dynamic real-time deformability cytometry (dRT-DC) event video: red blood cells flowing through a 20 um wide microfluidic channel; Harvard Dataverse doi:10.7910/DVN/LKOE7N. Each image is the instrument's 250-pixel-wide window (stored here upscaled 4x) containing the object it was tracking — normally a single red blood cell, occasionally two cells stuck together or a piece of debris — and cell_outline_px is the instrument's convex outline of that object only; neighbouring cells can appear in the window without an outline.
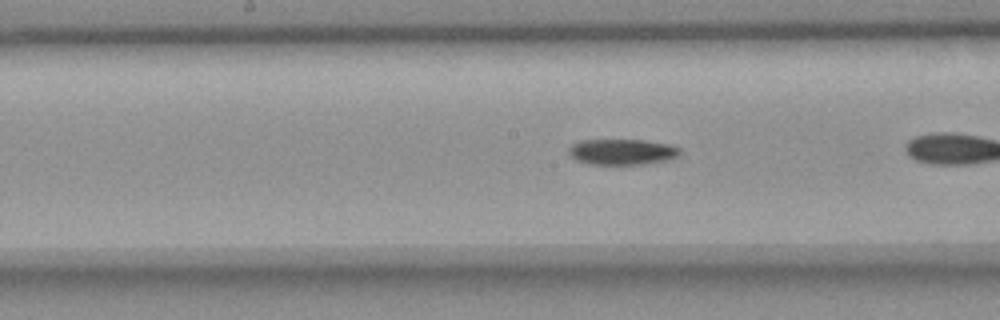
{"species": "common noctule bat (a hibernating species)", "species_latin": "Nyctalus noctula", "temperature_condition": "room temperature", "stored_images_in_passage": 27, "camera_frame_rate_fps": 3000, "um_per_image_px": 0.085, "animal": {"sex": "female", "body_mass_g": 18.4}, "frame": {"image": 1, "passage_image": 12, "time_ms": 3.667, "image_size_px": [1000, 320], "cell_outline_px": [[680, 156], [668, 160], [644, 164], [588, 164], [576, 160], [568, 152], [568, 148], [572, 144], [580, 140], [640, 140], [668, 144], [680, 148]], "centroid_in_image_um": [52.88, 12.91], "position_along_channel_um": 195.3, "area_um2": 16.7}}